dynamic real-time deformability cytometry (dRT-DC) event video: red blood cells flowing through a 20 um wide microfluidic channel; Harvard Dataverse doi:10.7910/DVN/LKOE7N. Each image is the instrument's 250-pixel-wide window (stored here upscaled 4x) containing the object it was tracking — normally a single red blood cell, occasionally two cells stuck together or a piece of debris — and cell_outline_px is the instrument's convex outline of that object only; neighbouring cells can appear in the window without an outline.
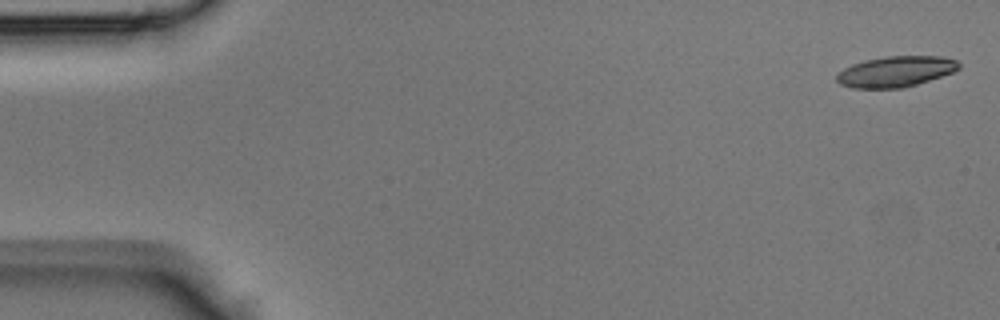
{"species": "Egyptian fruit bat (a non-hibernating species)", "species_latin": "Rousettus aegyptiacus", "temperature_condition": "room temperature", "stored_images_in_passage": 42, "camera_frame_rate_fps": 3000, "um_per_image_px": 0.085, "animal": {"sex": "male"}, "frame": {"image": 1, "passage_image": 1, "time_ms": 0.0, "image_size_px": [1000, 320], "cell_outline_px": [[960, 68], [952, 72], [916, 84], [900, 88], [852, 88], [840, 84], [836, 80], [836, 76], [844, 68], [852, 64], [864, 60], [884, 56], [944, 56], [956, 60], [960, 64]], "centroid_in_image_um": [76.12, 6.07], "position_along_channel_um": 8.9, "area_um2": 21.79}}
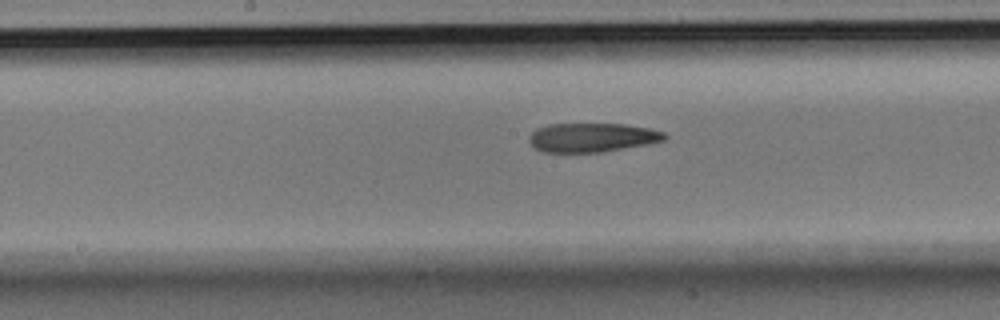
{"frame": {"image": 2, "passage_image": 22, "time_ms": 7.0, "image_size_px": [1000, 320], "cell_outline_px": [[668, 136], [664, 140], [604, 152], [544, 152], [532, 148], [528, 140], [528, 136], [536, 128], [548, 124], [624, 124], [652, 128], [664, 132]], "centroid_in_image_um": [50.28, 11.68], "position_along_channel_um": 197.9, "area_um2": 23.06}}
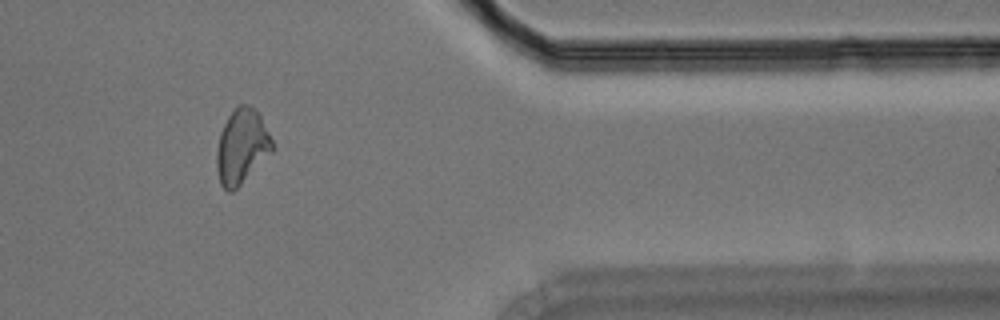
{"frame": {"image": 3, "passage_image": 36, "time_ms": 11.667, "image_size_px": [1000, 320], "cell_outline_px": [[276, 148], [232, 192], [228, 192], [220, 184], [216, 168], [216, 152], [220, 132], [228, 116], [240, 104], [248, 104], [260, 116]], "centroid_in_image_um": [20.53, 12.47], "position_along_channel_um": 390.9, "area_um2": 23.93}}